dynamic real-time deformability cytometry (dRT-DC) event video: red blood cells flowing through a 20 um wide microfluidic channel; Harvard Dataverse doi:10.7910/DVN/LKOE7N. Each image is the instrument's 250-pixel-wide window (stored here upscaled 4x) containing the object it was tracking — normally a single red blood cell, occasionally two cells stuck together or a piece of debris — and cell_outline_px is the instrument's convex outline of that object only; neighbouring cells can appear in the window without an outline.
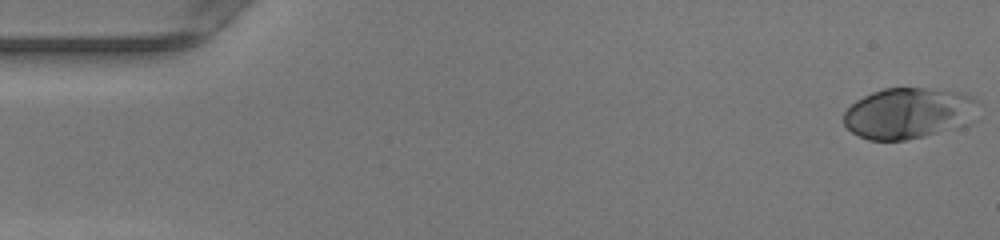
{"species": "human", "species_latin": "Homo sapiens", "temperature_condition": "warm", "stored_images_in_passage": 49, "camera_frame_rate_fps": 3000, "um_per_image_px": 0.085, "donor": {"sex": "female"}, "frame": {"image": 1, "passage_image": 1, "time_ms": 0.0, "image_size_px": [1000, 240], "cell_outline_px": [[984, 104], [976, 120], [972, 124], [924, 136], [904, 140], [868, 140], [852, 132], [844, 124], [844, 112], [856, 100], [872, 92], [884, 88], [928, 88], [964, 92], [980, 100]], "centroid_in_image_um": [77.38, 9.61], "position_along_channel_um": 7.6, "area_um2": 41.04}}
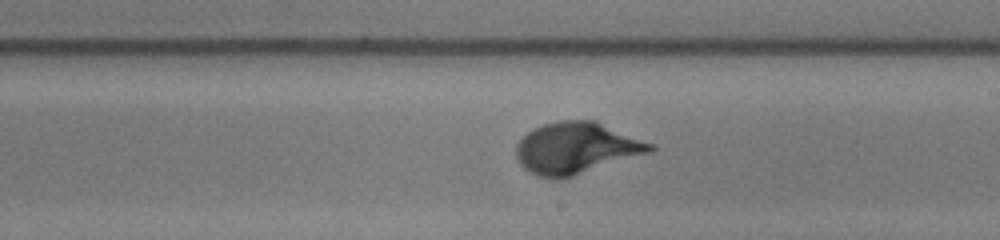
{"frame": {"image": 2, "passage_image": 28, "time_ms": 9.0, "image_size_px": [1000, 240], "cell_outline_px": [[656, 148], [652, 152], [560, 180], [540, 176], [524, 168], [520, 164], [516, 156], [516, 144], [532, 128], [544, 124], [560, 120], [596, 120], [656, 144]], "centroid_in_image_um": [49.04, 12.57], "position_along_channel_um": 240.0, "area_um2": 40.52}}
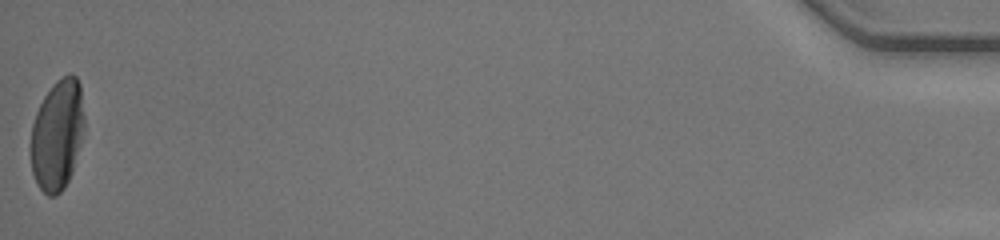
{"frame": {"image": 3, "passage_image": 49, "time_ms": 16.0, "image_size_px": [1000, 240], "cell_outline_px": [[84, 124], [80, 144], [72, 172], [64, 188], [56, 196], [48, 196], [36, 184], [32, 172], [32, 124], [36, 112], [44, 96], [52, 84], [56, 80], [68, 72], [72, 72], [76, 76], [80, 84], [84, 116]], "centroid_in_image_um": [4.88, 11.42], "position_along_channel_um": 430.3, "area_um2": 34.45}, "authors_computed_cell_mechanics": {"area_um2": 37.9746, "velocity_mm_per_s": 4.2091, "shape_relaxation_time_tau1_ms": 3.2437, "shape_relaxation_time_tau2_ms": null, "deformation_change_tau1": 0.2117, "deformation_change_tau2": null}}